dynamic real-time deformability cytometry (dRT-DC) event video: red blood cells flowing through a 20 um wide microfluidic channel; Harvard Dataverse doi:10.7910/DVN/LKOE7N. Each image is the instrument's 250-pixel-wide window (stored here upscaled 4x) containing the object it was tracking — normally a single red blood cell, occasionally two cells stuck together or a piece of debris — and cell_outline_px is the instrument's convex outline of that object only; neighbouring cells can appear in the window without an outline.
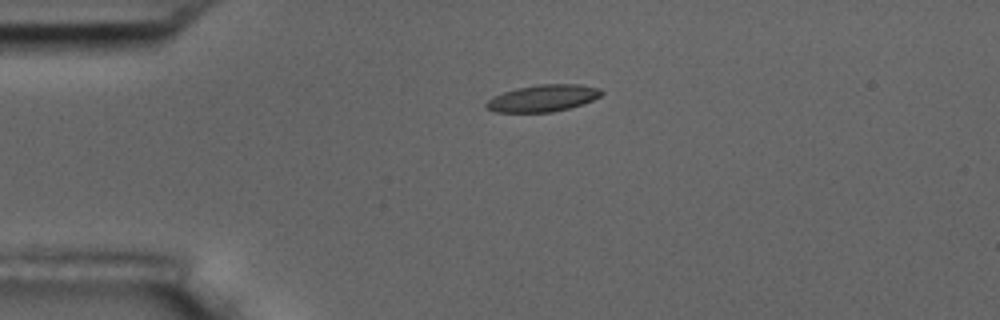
{"species": "common noctule bat (a hibernating species)", "species_latin": "Nyctalus noctula", "temperature_condition": "room temperature", "stored_images_in_passage": 2, "camera_frame_rate_fps": 3000, "um_per_image_px": 0.085, "animal": {"sex": "male", "body_mass_g": 17.5, "forearm_length_mm": 52.3}, "frame": {"image": 1, "passage_image": 1, "time_ms": 0.0, "image_size_px": [1000, 320], "cell_outline_px": [[604, 92], [600, 96], [584, 104], [552, 112], [496, 112], [484, 108], [484, 104], [488, 100], [504, 92], [516, 88], [540, 84], [580, 84], [600, 88]], "centroid_in_image_um": [46.16, 8.34], "position_along_channel_um": 38.8, "area_um2": 18.03}}